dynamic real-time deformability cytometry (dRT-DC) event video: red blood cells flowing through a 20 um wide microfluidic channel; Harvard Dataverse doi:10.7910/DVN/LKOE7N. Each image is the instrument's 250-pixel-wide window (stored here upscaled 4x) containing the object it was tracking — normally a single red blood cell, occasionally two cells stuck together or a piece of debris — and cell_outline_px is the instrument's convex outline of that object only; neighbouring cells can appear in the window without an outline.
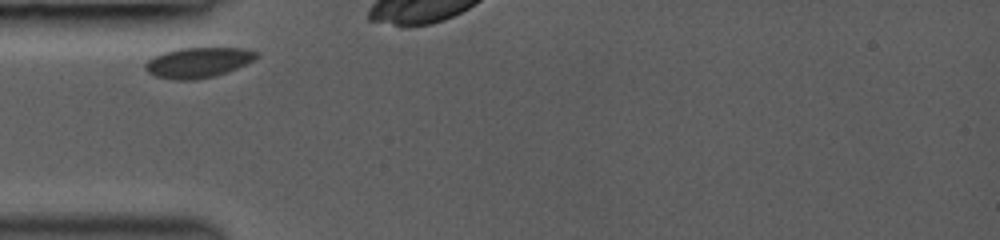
{"species": "common noctule bat (a hibernating species)", "species_latin": "Nyctalus noctula", "temperature_condition": "room temperature", "stored_images_in_passage": 8, "camera_frame_rate_fps": 3000, "um_per_image_px": 0.085, "animal": {"sex": "female", "body_mass_g": 19.0, "forearm_length_mm": 53.3}, "frame": {"image": 1, "passage_image": 1, "time_ms": 0.0, "image_size_px": [1000, 240], "cell_outline_px": [[260, 56], [236, 68], [212, 76], [196, 80], [172, 80], [156, 76], [148, 72], [144, 68], [144, 64], [152, 56], [164, 52], [180, 48], [240, 48], [260, 52]], "centroid_in_image_um": [16.8, 5.31], "position_along_channel_um": 68.2, "area_um2": 19.48}}